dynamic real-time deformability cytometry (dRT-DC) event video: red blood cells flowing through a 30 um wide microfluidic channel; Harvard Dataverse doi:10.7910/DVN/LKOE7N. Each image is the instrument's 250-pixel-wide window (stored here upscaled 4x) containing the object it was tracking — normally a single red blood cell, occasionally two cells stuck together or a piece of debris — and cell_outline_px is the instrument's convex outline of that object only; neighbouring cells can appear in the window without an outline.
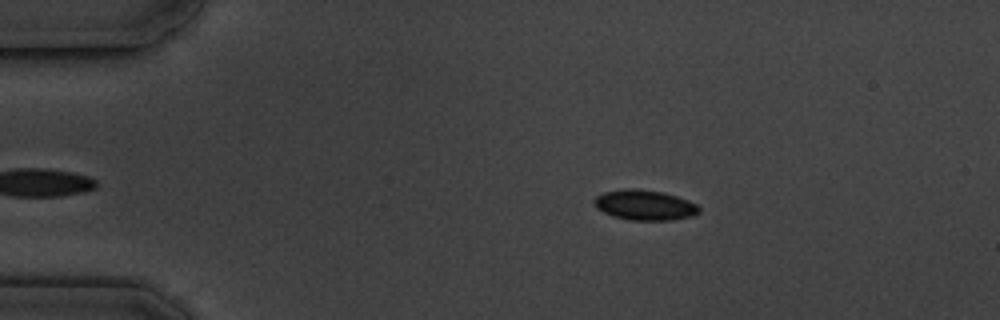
{"species": "common noctule bat (a hibernating species)", "species_latin": "Nyctalus noctula", "temperature_condition": "cold", "stored_images_in_passage": 4, "camera_frame_rate_fps": 3000, "um_per_image_px": 0.085, "animal": {"sex": "male", "body_mass_g": 19.5, "forearm_length_mm": 54.6}, "frame": {"image": 1, "passage_image": 1, "time_ms": 0.0, "image_size_px": [1000, 320], "cell_outline_px": [[700, 212], [692, 216], [672, 220], [628, 220], [612, 216], [596, 208], [592, 204], [592, 200], [596, 196], [604, 192], [624, 188], [636, 188], [664, 192], [688, 200], [696, 204], [700, 208]], "centroid_in_image_um": [54.76, 17.42], "position_along_channel_um": 30.2, "area_um2": 18.73}}
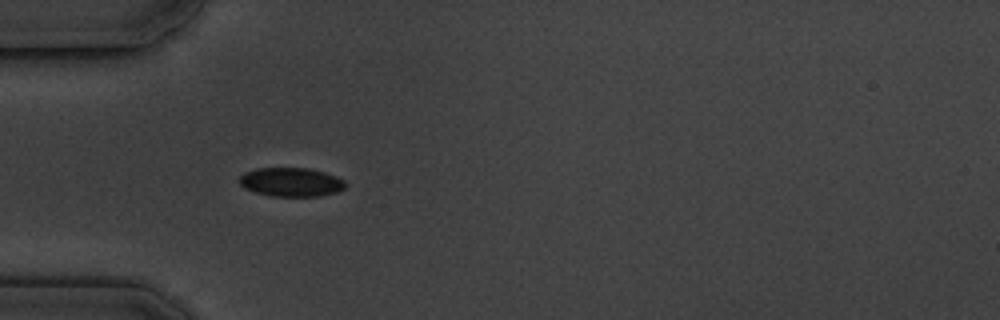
{"frame": {"image": 2, "passage_image": 3, "time_ms": 2.333, "image_size_px": [1000, 320], "cell_outline_px": [[344, 188], [336, 192], [320, 196], [272, 196], [256, 192], [244, 188], [240, 184], [240, 176], [244, 172], [256, 168], [308, 168], [324, 172], [336, 176], [344, 180]], "centroid_in_image_um": [24.73, 15.47], "position_along_channel_um": 60.3, "area_um2": 17.74}}